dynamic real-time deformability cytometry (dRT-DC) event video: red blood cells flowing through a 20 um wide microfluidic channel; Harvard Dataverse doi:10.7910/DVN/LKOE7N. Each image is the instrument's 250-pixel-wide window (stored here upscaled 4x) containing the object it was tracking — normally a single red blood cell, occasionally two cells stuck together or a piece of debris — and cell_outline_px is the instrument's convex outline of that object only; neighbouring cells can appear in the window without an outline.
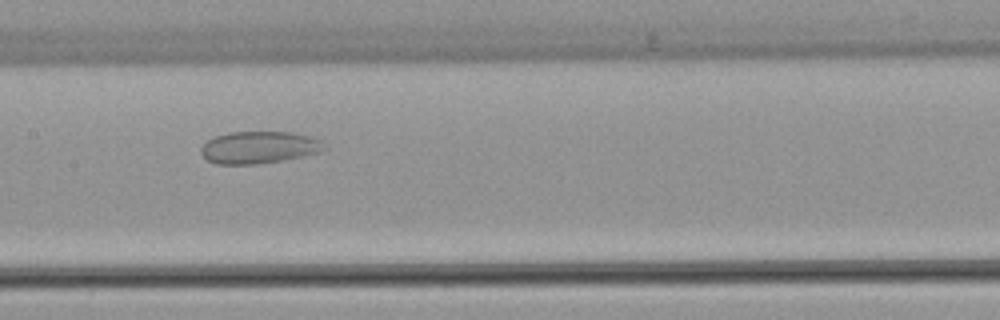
{"species": "common noctule bat (a hibernating species)", "species_latin": "Nyctalus noctula", "temperature_condition": "warm", "stored_images_in_passage": 48, "camera_frame_rate_fps": 3000, "um_per_image_px": 0.085, "animal": {"sex": "female", "body_mass_g": 22.7, "forearm_length_mm": 54.2}, "frame": {"image": 1, "passage_image": 22, "time_ms": 7.0, "image_size_px": [1000, 320], "cell_outline_px": [[328, 148], [320, 152], [280, 160], [256, 164], [216, 164], [208, 160], [200, 152], [200, 148], [208, 140], [216, 136], [228, 132], [292, 132], [312, 136], [320, 140]], "centroid_in_image_um": [22.02, 12.52], "position_along_channel_um": 185.4, "area_um2": 23.0}}
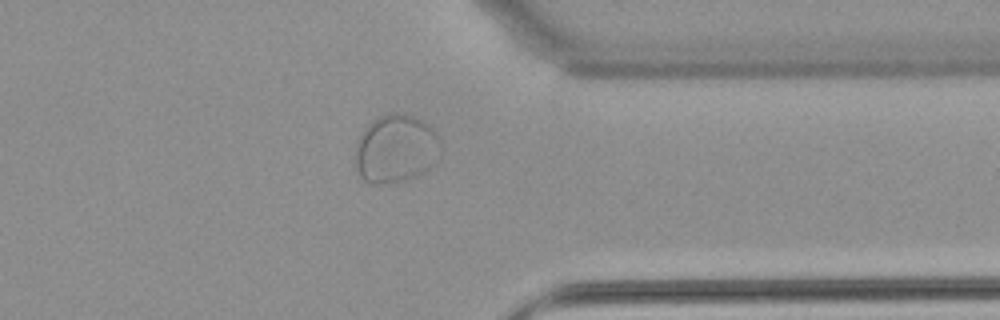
{"frame": {"image": 2, "passage_image": 37, "time_ms": 12.0, "image_size_px": [1000, 320], "cell_outline_px": [[440, 156], [436, 164], [424, 172], [416, 176], [404, 180], [380, 184], [368, 184], [352, 168], [356, 140], [364, 128], [372, 120], [380, 116], [392, 112], [400, 112], [424, 120], [440, 136]], "centroid_in_image_um": [33.61, 12.65], "position_along_channel_um": 377.8, "area_um2": 35.08}}